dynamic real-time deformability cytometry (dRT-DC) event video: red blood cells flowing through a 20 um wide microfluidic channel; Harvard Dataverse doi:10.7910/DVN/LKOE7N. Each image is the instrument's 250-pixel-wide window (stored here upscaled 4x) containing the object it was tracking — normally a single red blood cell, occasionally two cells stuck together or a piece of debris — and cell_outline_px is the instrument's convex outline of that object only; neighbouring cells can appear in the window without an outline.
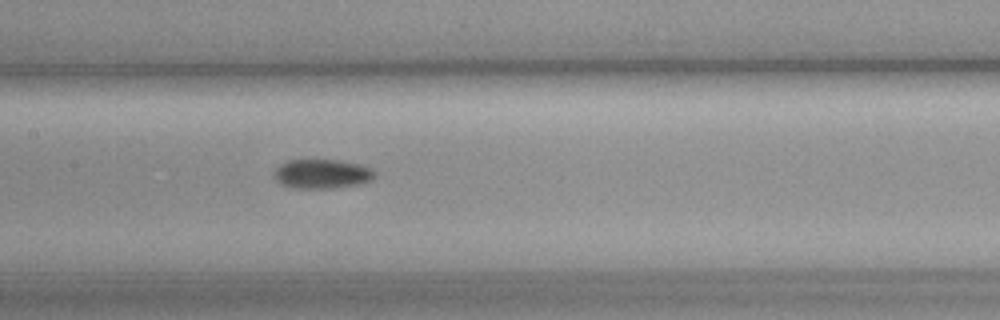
{"species": "common noctule bat (a hibernating species)", "species_latin": "Nyctalus noctula", "temperature_condition": "cold", "stored_images_in_passage": 38, "camera_frame_rate_fps": 3000, "um_per_image_px": 0.085, "animal": {"sex": "female", "body_mass_g": 19.3, "forearm_length_mm": 54.1}, "frame": {"image": 1, "passage_image": 17, "time_ms": 5.333, "image_size_px": [1000, 320], "cell_outline_px": [[372, 176], [368, 180], [356, 184], [332, 188], [292, 188], [280, 184], [272, 176], [276, 168], [280, 164], [288, 160], [336, 160], [356, 164], [368, 168], [372, 172]], "centroid_in_image_um": [27.22, 14.78], "position_along_channel_um": 180.2, "area_um2": 16.7}}
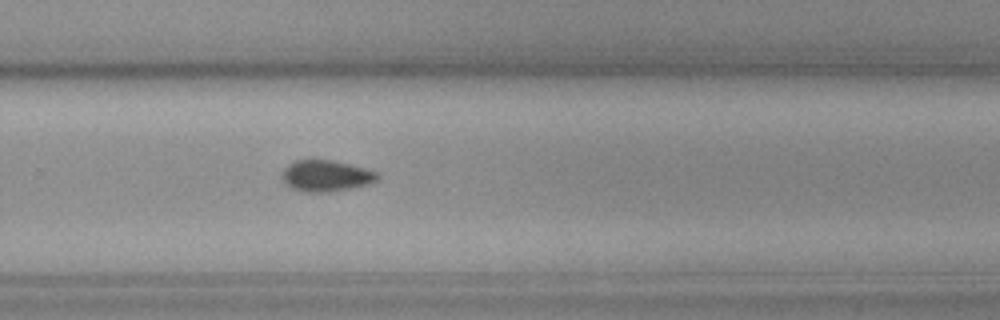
{"frame": {"image": 2, "passage_image": 27, "time_ms": 8.667, "image_size_px": [1000, 320], "cell_outline_px": [[380, 176], [376, 180], [368, 184], [332, 192], [304, 192], [292, 188], [284, 184], [284, 168], [288, 164], [296, 160], [332, 160], [364, 168], [376, 172]], "centroid_in_image_um": [27.7, 14.95], "position_along_channel_um": 302.1, "area_um2": 17.17}}